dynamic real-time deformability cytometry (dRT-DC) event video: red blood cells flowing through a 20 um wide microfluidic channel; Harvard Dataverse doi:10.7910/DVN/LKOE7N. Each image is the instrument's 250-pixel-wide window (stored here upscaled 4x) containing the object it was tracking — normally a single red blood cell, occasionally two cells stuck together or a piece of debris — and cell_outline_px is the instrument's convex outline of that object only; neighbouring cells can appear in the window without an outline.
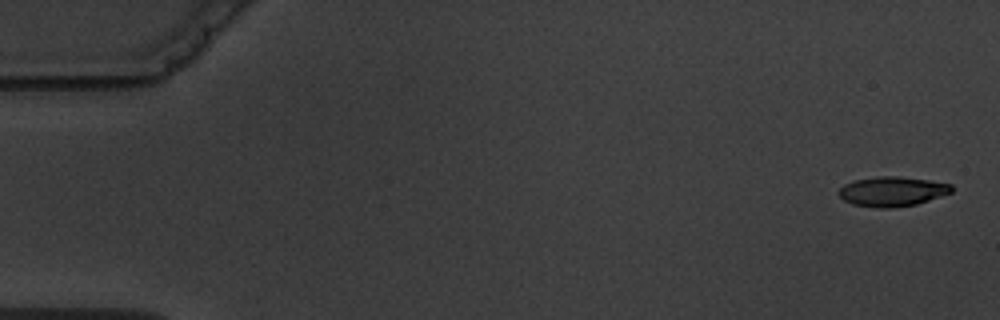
{"species": "common noctule bat (a hibernating species)", "species_latin": "Nyctalus noctula", "temperature_condition": "warm", "stored_images_in_passage": 6, "segment_of_instrument_passage": [1, 2], "camera_frame_rate_fps": 3000, "um_per_image_px": 0.085, "animal": {"sex": "male", "body_mass_g": 19.5, "forearm_length_mm": 54.6}, "frame": {"image": 1, "passage_image": 1, "time_ms": 0.0, "image_size_px": [1000, 320], "cell_outline_px": [[952, 192], [916, 204], [888, 208], [876, 208], [852, 204], [844, 200], [840, 196], [840, 188], [844, 184], [852, 180], [880, 176], [900, 176], [928, 180], [952, 184]], "centroid_in_image_um": [75.82, 16.26], "position_along_channel_um": 9.2, "area_um2": 19.42}}
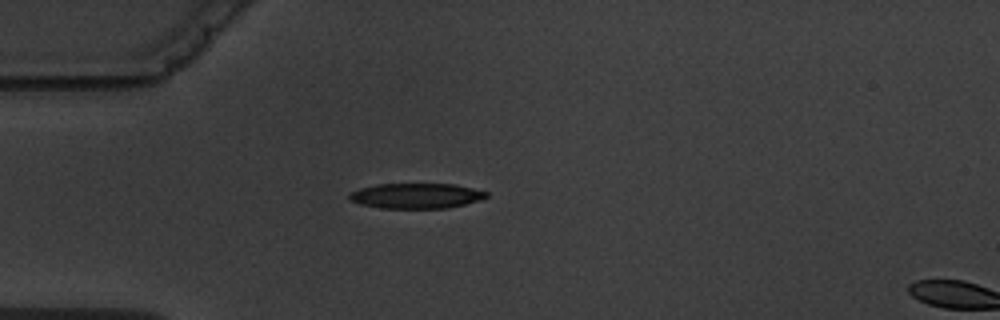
{"frame": {"image": 2, "passage_image": 5, "time_ms": 4.667, "image_size_px": [1000, 320], "cell_outline_px": [[488, 196], [480, 200], [448, 208], [380, 208], [360, 204], [352, 200], [348, 196], [352, 192], [360, 188], [376, 184], [456, 184], [488, 192]], "centroid_in_image_um": [35.4, 16.64], "position_along_channel_um": 49.6, "area_um2": 20.06}}